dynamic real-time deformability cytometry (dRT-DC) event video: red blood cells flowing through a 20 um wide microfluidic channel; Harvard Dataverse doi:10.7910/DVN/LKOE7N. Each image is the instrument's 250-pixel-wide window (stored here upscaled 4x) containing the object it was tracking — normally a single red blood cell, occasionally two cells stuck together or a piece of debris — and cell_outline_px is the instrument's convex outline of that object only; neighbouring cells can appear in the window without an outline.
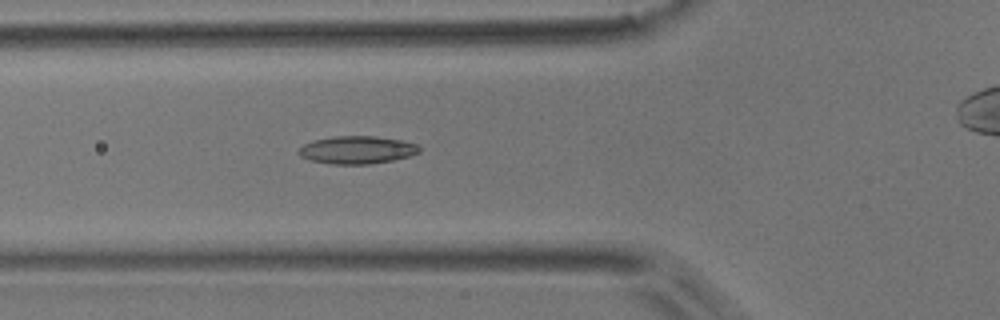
{"species": "common noctule bat (a hibernating species)", "species_latin": "Nyctalus noctula", "temperature_condition": "room temperature", "stored_images_in_passage": 52, "camera_frame_rate_fps": 3000, "um_per_image_px": 0.085, "animal": {"sex": "male", "body_mass_g": 17.9}, "frame": {"image": 1, "passage_image": 18, "time_ms": 5.667, "image_size_px": [1000, 320], "cell_outline_px": [[420, 152], [408, 156], [392, 160], [368, 164], [332, 164], [312, 160], [300, 156], [296, 152], [304, 144], [312, 140], [336, 136], [372, 136], [400, 140], [416, 144], [420, 148]], "centroid_in_image_um": [30.31, 12.74], "position_along_channel_um": 95.5, "area_um2": 19.31}}
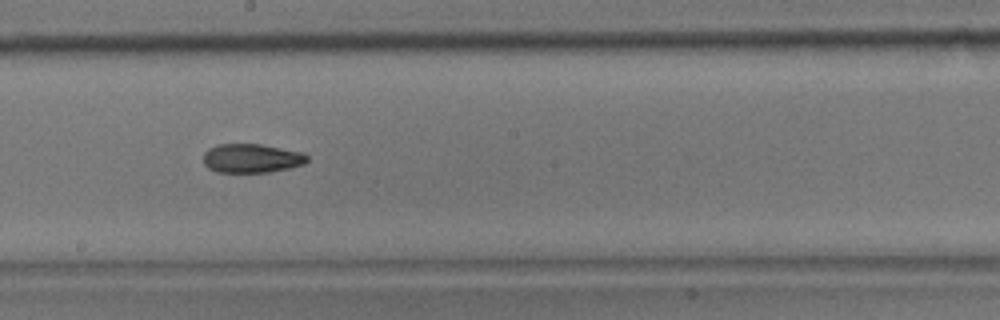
{"frame": {"image": 2, "passage_image": 28, "time_ms": 9.0, "image_size_px": [1000, 320], "cell_outline_px": [[308, 160], [304, 164], [288, 168], [268, 172], [216, 172], [208, 168], [204, 164], [204, 152], [208, 148], [216, 144], [260, 144], [304, 152], [308, 156]], "centroid_in_image_um": [21.38, 13.45], "position_along_channel_um": 226.8, "area_um2": 17.63}}
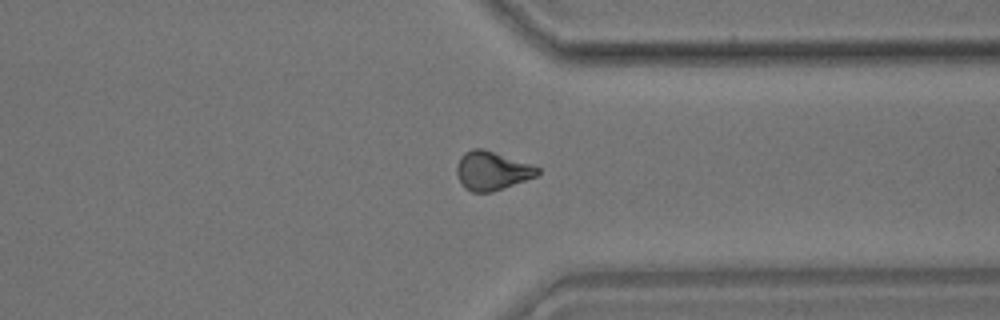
{"frame": {"image": 3, "passage_image": 39, "time_ms": 12.667, "image_size_px": [1000, 320], "cell_outline_px": [[540, 172], [536, 176], [492, 192], [472, 192], [464, 188], [456, 172], [456, 164], [460, 156], [464, 152], [472, 148], [480, 148], [540, 168]], "centroid_in_image_um": [41.75, 14.52], "position_along_channel_um": 369.6, "area_um2": 17.86}, "authors_computed_cell_mechanics": {"area_um2": 18.3515, "velocity_mm_per_s": 3.9279, "shape_relaxation_time_tau1_ms": 10.883, "shape_relaxation_time_tau2_ms": 4.7111, "deformation_change_tau1": 0.2077, "deformation_change_tau2": 0.1105}}